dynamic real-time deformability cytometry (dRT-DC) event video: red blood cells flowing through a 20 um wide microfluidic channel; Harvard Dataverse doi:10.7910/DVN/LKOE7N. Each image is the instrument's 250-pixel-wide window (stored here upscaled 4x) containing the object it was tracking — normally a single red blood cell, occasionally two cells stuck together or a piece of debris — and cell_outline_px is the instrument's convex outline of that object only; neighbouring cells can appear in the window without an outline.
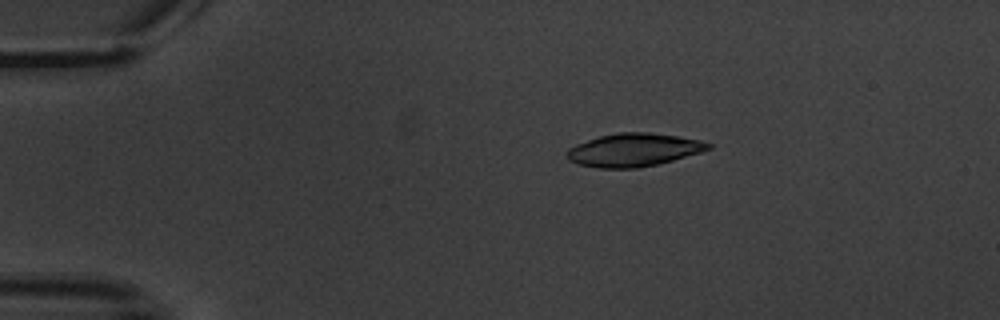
{"species": "common noctule bat (a hibernating species)", "species_latin": "Nyctalus noctula", "temperature_condition": "warm", "stored_images_in_passage": 4, "camera_frame_rate_fps": 3000, "um_per_image_px": 0.085, "animal": {"sex": "male", "body_mass_g": 20.1, "forearm_length_mm": 53.5}, "frame": {"image": 1, "passage_image": 2, "time_ms": 2.0, "image_size_px": [1000, 320], "cell_outline_px": [[712, 148], [700, 152], [672, 160], [656, 164], [636, 168], [596, 168], [580, 164], [568, 160], [564, 152], [568, 148], [576, 144], [600, 136], [620, 132], [648, 132], [676, 136], [700, 140], [712, 144]], "centroid_in_image_um": [53.82, 12.74], "position_along_channel_um": 31.2, "area_um2": 27.11}}